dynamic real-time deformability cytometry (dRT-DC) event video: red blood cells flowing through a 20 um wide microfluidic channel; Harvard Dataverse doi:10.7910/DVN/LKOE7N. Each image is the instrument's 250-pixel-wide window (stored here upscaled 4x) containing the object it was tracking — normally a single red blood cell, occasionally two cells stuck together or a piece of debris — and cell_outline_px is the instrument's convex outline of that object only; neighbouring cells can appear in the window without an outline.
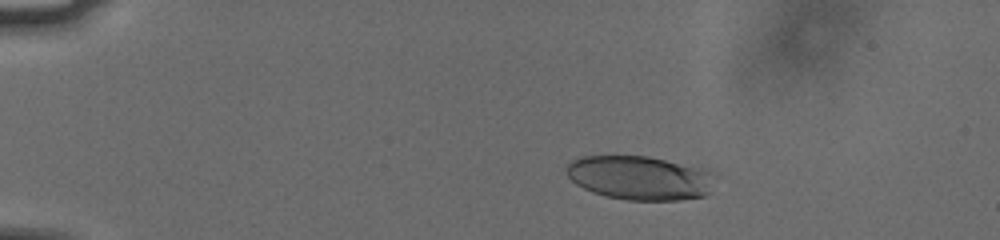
{"species": "human", "species_latin": "Homo sapiens", "temperature_condition": "cold", "stored_images_in_passage": 49, "camera_frame_rate_fps": 3000, "um_per_image_px": 0.085, "donor": {"sex": "male"}, "frame": {"image": 1, "passage_image": 11, "time_ms": 3.333, "image_size_px": [1000, 240], "cell_outline_px": [[708, 192], [704, 196], [680, 200], [628, 200], [604, 196], [592, 192], [576, 184], [564, 172], [564, 168], [572, 160], [580, 156], [648, 156], [700, 168], [708, 172]], "centroid_in_image_um": [54.23, 15.12], "position_along_channel_um": 30.8, "area_um2": 37.45}}
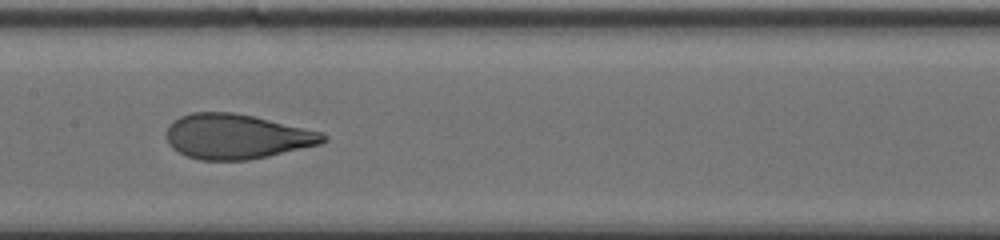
{"frame": {"image": 2, "passage_image": 30, "time_ms": 9.667, "image_size_px": [1000, 240], "cell_outline_px": [[328, 140], [320, 144], [268, 156], [248, 160], [200, 160], [188, 156], [172, 148], [168, 144], [164, 136], [168, 124], [172, 120], [180, 116], [192, 112], [232, 112], [252, 116], [324, 132], [328, 136]], "centroid_in_image_um": [20.08, 11.6], "position_along_channel_um": 187.3, "area_um2": 41.21}}
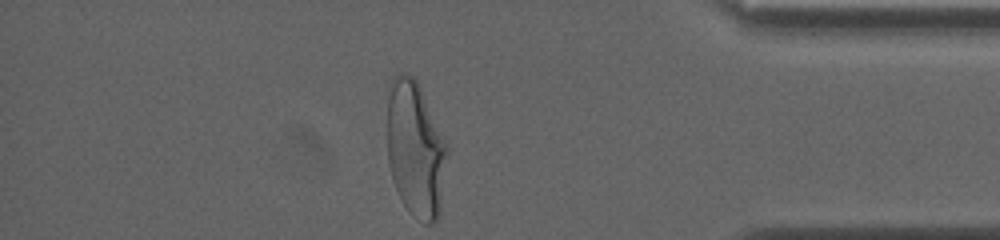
{"frame": {"image": 3, "passage_image": 49, "time_ms": 16.0, "image_size_px": [1000, 240], "cell_outline_px": [[448, 152], [440, 212], [436, 220], [432, 224], [424, 224], [404, 204], [396, 188], [388, 164], [388, 100], [392, 76], [400, 72], [404, 72], [412, 76], [416, 80], [420, 88], [448, 148]], "centroid_in_image_um": [35.32, 12.69], "position_along_channel_um": 399.9, "area_um2": 46.82}, "authors_computed_cell_mechanics": {"area_um2": 40.9224, "velocity_mm_per_s": 3.7593, "shape_relaxation_time_tau1_ms": 4.2582, "shape_relaxation_time_tau2_ms": 0.7226, "deformation_change_tau1": 0.212, "deformation_change_tau2": 0.0753}}